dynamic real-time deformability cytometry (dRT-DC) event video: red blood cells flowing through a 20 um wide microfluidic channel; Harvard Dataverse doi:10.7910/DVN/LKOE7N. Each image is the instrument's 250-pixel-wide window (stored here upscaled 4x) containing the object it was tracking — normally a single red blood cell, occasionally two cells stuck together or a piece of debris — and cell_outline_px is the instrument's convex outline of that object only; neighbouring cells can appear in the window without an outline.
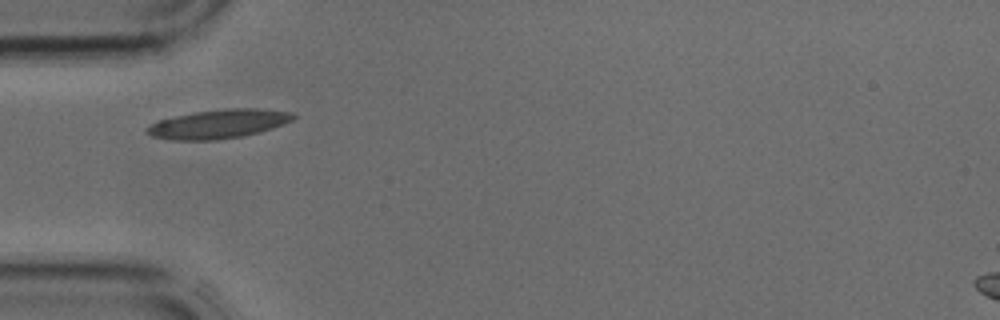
{"species": "common noctule bat (a hibernating species)", "species_latin": "Nyctalus noctula", "temperature_condition": "cold", "stored_images_in_passage": 1, "camera_frame_rate_fps": 3000, "um_per_image_px": 0.085, "animal": {"sex": "male", "body_mass_g": 17.9, "forearm_length_mm": 54.2}, "frame": {"image": 1, "passage_image": 1, "time_ms": 0.0, "image_size_px": [1000, 320], "cell_outline_px": [[296, 116], [292, 120], [272, 128], [260, 132], [244, 136], [216, 140], [172, 140], [152, 136], [144, 128], [148, 124], [156, 120], [196, 112], [224, 108], [256, 108], [292, 112]], "centroid_in_image_um": [18.55, 10.53], "position_along_channel_um": 66.5, "area_um2": 24.74}}